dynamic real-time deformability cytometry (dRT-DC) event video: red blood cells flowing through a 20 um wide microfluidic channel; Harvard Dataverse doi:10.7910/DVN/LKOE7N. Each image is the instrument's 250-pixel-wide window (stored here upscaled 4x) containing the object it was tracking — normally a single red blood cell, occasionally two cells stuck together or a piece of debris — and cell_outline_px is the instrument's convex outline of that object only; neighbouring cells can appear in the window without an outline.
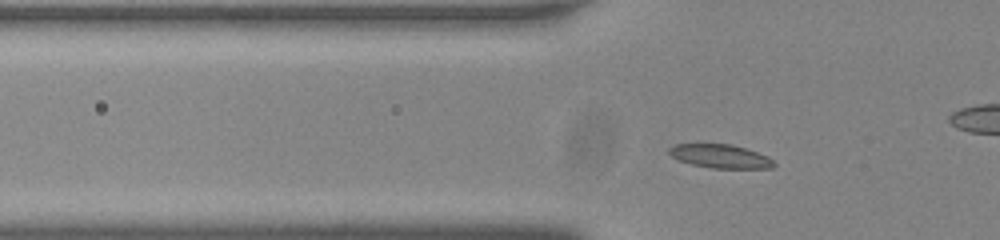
{"species": "common noctule bat (a hibernating species)", "species_latin": "Nyctalus noctula", "temperature_condition": "room temperature", "stored_images_in_passage": 53, "camera_frame_rate_fps": 3000, "um_per_image_px": 0.085, "animal": {"sex": "male", "body_mass_g": 20.0, "forearm_length_mm": 53.3}, "frame": {"image": 1, "passage_image": 15, "time_ms": 4.667, "image_size_px": [1000, 240], "cell_outline_px": [[776, 164], [772, 168], [712, 168], [692, 164], [680, 160], [672, 156], [668, 152], [668, 148], [676, 144], [732, 144], [768, 156]], "centroid_in_image_um": [61.23, 13.28], "position_along_channel_um": 64.6, "area_um2": 14.28}}
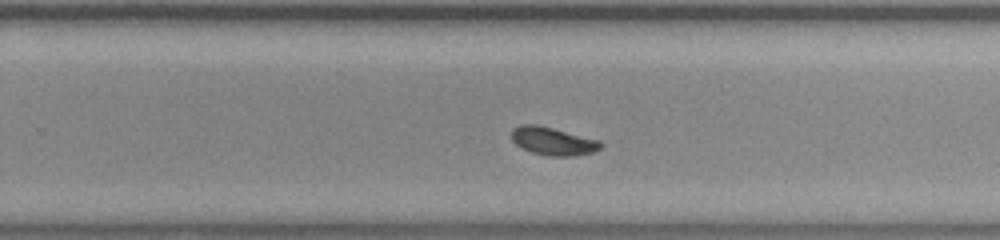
{"frame": {"image": 2, "passage_image": 33, "time_ms": 10.667, "image_size_px": [1000, 240], "cell_outline_px": [[604, 144], [600, 148], [592, 152], [576, 156], [548, 156], [532, 152], [516, 144], [512, 140], [512, 128], [520, 124], [536, 124], [600, 140]], "centroid_in_image_um": [47.01, 11.99], "position_along_channel_um": 282.8, "area_um2": 14.51}}
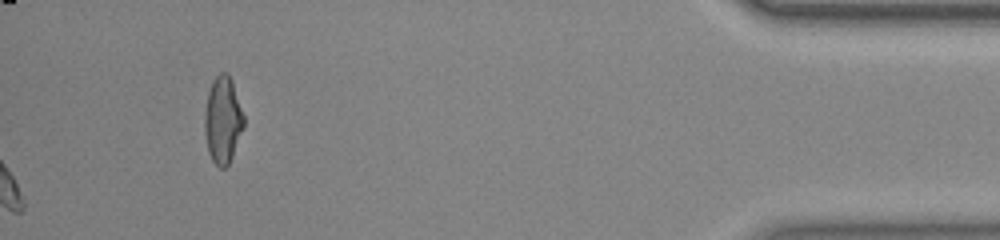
{"frame": {"image": 3, "passage_image": 53, "time_ms": 17.333, "image_size_px": [1000, 240], "cell_outline_px": [[244, 128], [232, 156], [228, 164], [224, 168], [220, 168], [212, 160], [208, 152], [204, 132], [204, 112], [208, 92], [212, 80], [220, 72], [228, 72], [232, 80], [244, 116]], "centroid_in_image_um": [18.93, 10.18], "position_along_channel_um": 416.3, "area_um2": 20.0}, "authors_computed_cell_mechanics": {"area_um2": 14.45, "velocity_mm_per_s": 3.7142, "shape_relaxation_time_tau1_ms": 3.015, "shape_relaxation_time_tau2_ms": null, "deformation_change_tau1": 0.1072, "deformation_change_tau2": null}}